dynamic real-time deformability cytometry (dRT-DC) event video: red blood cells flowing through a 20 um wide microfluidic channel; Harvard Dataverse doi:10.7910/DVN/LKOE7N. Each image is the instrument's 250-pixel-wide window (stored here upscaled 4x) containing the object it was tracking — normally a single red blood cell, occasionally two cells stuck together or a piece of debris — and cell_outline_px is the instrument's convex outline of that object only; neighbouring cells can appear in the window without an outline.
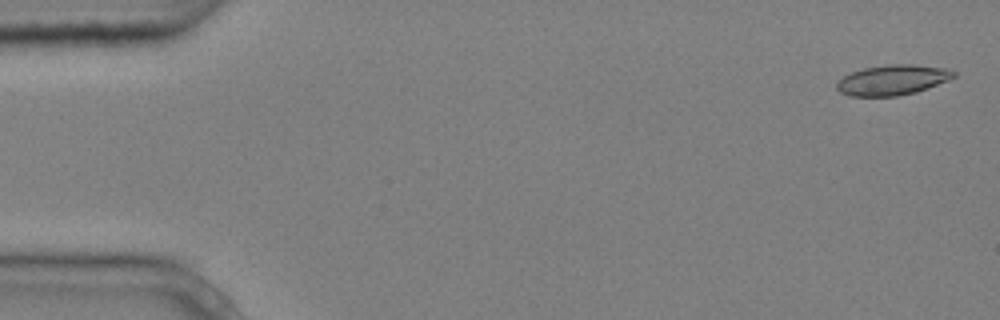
{"species": "common noctule bat (a hibernating species)", "species_latin": "Nyctalus noctula", "temperature_condition": "cold", "stored_images_in_passage": 5, "camera_frame_rate_fps": 3000, "um_per_image_px": 0.085, "animal": {"sex": "male", "body_mass_g": 20.4}, "frame": {"image": 1, "passage_image": 1, "time_ms": 0.0, "image_size_px": [1000, 320], "cell_outline_px": [[956, 76], [948, 80], [928, 88], [916, 92], [896, 96], [848, 96], [840, 92], [836, 88], [836, 84], [844, 76], [852, 72], [864, 68], [888, 64], [912, 64], [948, 68], [956, 72]], "centroid_in_image_um": [75.89, 6.79], "position_along_channel_um": 9.1, "area_um2": 20.63}}
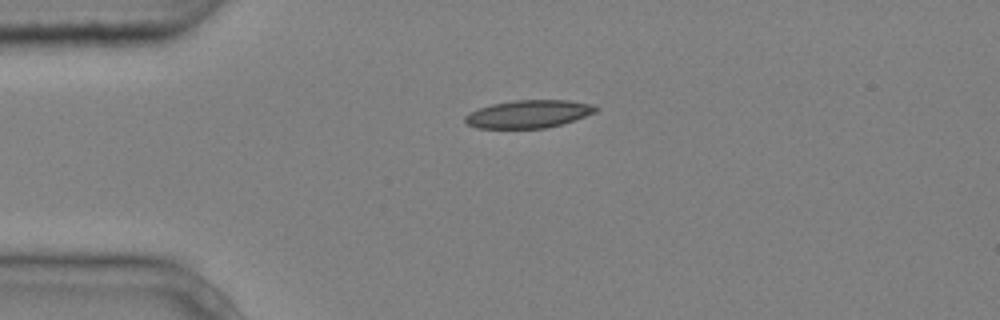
{"frame": {"image": 2, "passage_image": 4, "time_ms": 1.0, "image_size_px": [1000, 320], "cell_outline_px": [[600, 108], [596, 112], [560, 124], [544, 128], [476, 128], [468, 124], [464, 120], [464, 116], [480, 108], [492, 104], [516, 100], [568, 100], [596, 104]], "centroid_in_image_um": [44.96, 9.68], "position_along_channel_um": 40.0, "area_um2": 21.04}}